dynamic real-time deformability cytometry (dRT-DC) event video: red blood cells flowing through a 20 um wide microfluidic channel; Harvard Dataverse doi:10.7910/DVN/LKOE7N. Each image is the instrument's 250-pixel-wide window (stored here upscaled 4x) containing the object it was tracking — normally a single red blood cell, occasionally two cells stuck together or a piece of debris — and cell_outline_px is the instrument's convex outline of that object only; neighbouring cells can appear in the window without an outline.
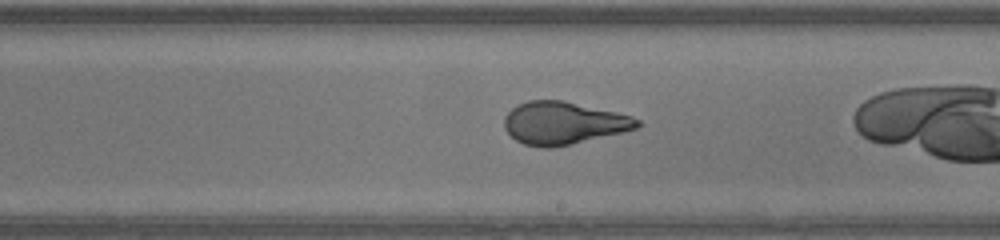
{"species": "human", "species_latin": "Homo sapiens", "temperature_condition": "warm", "stored_images_in_passage": 23, "camera_frame_rate_fps": 3000, "um_per_image_px": 0.085, "donor": {"sex": "male"}, "frame": {"image": 1, "passage_image": 14, "time_ms": 4.333, "image_size_px": [1000, 240], "cell_outline_px": [[640, 124], [636, 128], [624, 132], [552, 148], [540, 148], [524, 144], [516, 140], [504, 128], [504, 116], [516, 104], [528, 100], [560, 100], [616, 112], [632, 116], [640, 120]], "centroid_in_image_um": [47.86, 10.46], "position_along_channel_um": 241.1, "area_um2": 32.89}}